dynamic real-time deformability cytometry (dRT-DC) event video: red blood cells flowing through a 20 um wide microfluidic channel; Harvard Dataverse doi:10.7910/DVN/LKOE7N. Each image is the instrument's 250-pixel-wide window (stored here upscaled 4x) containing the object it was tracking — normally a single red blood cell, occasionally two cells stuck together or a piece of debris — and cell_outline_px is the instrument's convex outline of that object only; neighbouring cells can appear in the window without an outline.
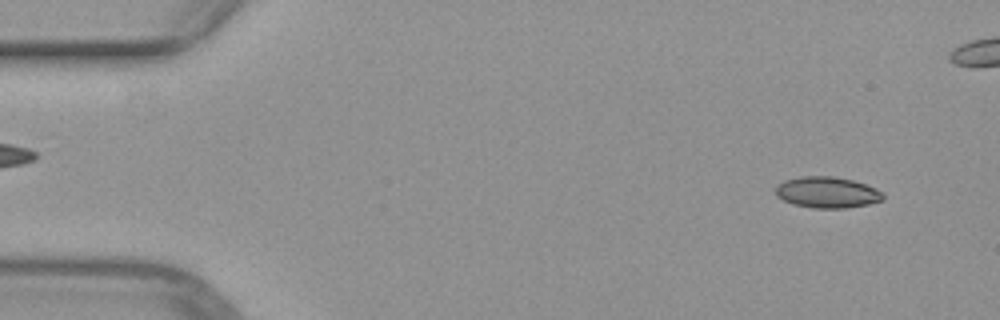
{"species": "common noctule bat (a hibernating species)", "species_latin": "Nyctalus noctula", "temperature_condition": "warm", "stored_images_in_passage": 52, "camera_frame_rate_fps": 3000, "um_per_image_px": 0.085, "animal": {"sex": "female", "body_mass_g": 29.2, "forearm_length_mm": 56.3}, "frame": {"image": 1, "passage_image": 4, "time_ms": 1.0, "image_size_px": [1000, 320], "cell_outline_px": [[884, 200], [868, 204], [844, 208], [812, 208], [792, 204], [776, 196], [776, 184], [784, 180], [800, 176], [836, 176], [852, 180], [876, 188], [884, 196]], "centroid_in_image_um": [70.27, 16.34], "position_along_channel_um": 14.7, "area_um2": 19.59}}
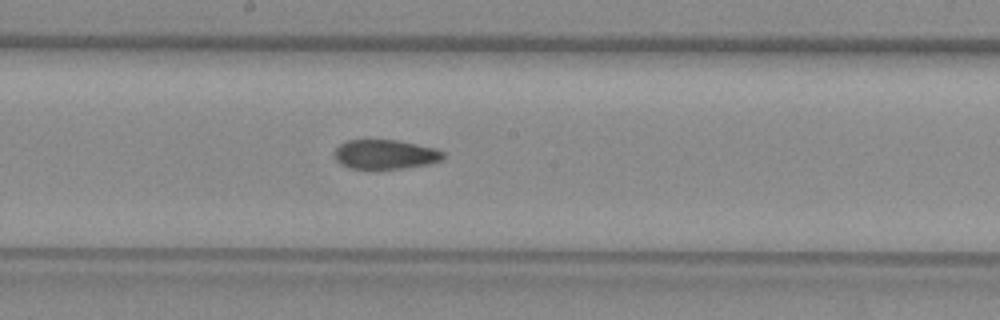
{"frame": {"image": 2, "passage_image": 27, "time_ms": 8.667, "image_size_px": [1000, 320], "cell_outline_px": [[444, 156], [440, 160], [428, 164], [404, 168], [348, 168], [340, 164], [336, 160], [336, 148], [340, 144], [348, 140], [396, 140], [436, 148], [444, 152]], "centroid_in_image_um": [32.75, 13.12], "position_along_channel_um": 215.4, "area_um2": 18.38}}
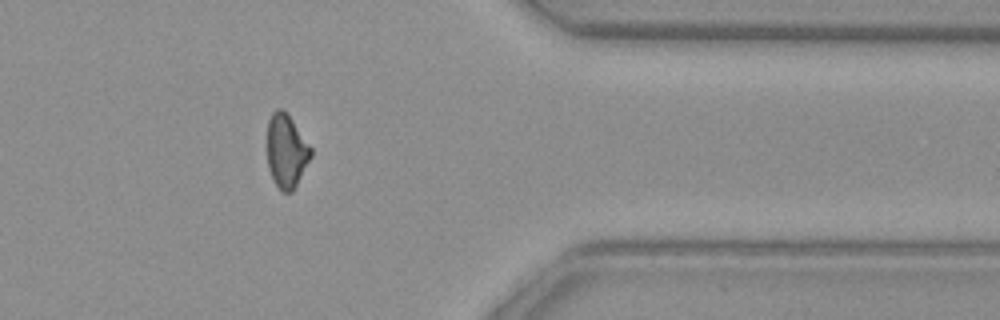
{"frame": {"image": 3, "passage_image": 41, "time_ms": 13.333, "image_size_px": [1000, 320], "cell_outline_px": [[312, 156], [292, 192], [280, 192], [268, 168], [268, 120], [272, 112], [276, 108], [284, 108], [312, 148]], "centroid_in_image_um": [24.35, 12.81], "position_along_channel_um": 387.1, "area_um2": 18.73}}